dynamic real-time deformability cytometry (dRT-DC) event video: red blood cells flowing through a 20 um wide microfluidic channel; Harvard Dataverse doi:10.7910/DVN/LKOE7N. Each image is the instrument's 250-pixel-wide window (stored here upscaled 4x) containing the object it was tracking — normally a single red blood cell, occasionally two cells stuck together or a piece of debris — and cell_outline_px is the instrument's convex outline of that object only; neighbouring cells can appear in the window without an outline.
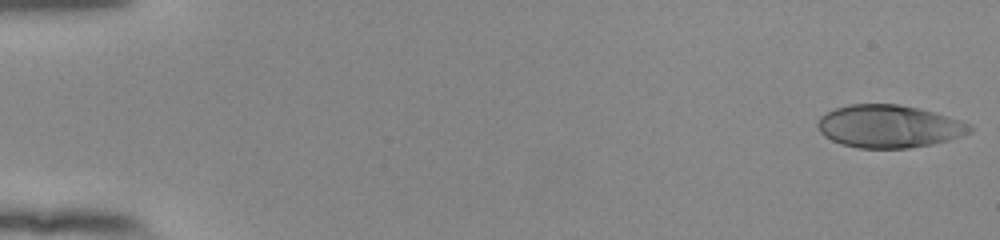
{"species": "human", "species_latin": "Homo sapiens", "temperature_condition": "room temperature", "stored_images_in_passage": 18, "camera_frame_rate_fps": 3000, "um_per_image_px": 0.085, "donor": {"sex": "female"}, "frame": {"image": 1, "passage_image": 1, "time_ms": 0.0, "image_size_px": [1000, 240], "cell_outline_px": [[972, 132], [948, 140], [932, 144], [908, 148], [860, 148], [840, 144], [824, 136], [820, 132], [816, 124], [820, 116], [836, 108], [848, 104], [896, 104], [916, 108], [948, 116], [972, 124]], "centroid_in_image_um": [75.55, 10.74], "position_along_channel_um": 9.5, "area_um2": 37.8}}
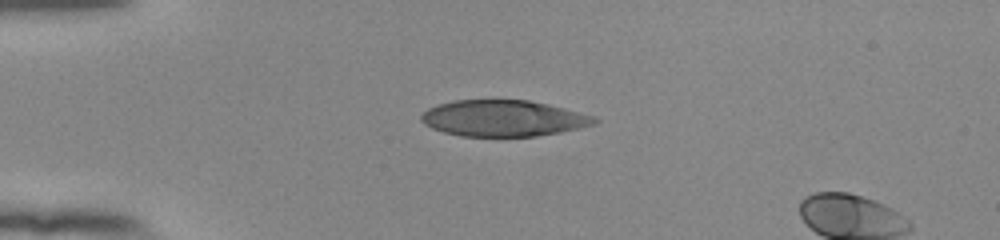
{"frame": {"image": 2, "passage_image": 14, "time_ms": 4.333, "image_size_px": [1000, 240], "cell_outline_px": [[600, 120], [596, 124], [580, 128], [560, 132], [536, 136], [460, 136], [444, 132], [432, 128], [424, 124], [420, 120], [420, 116], [428, 108], [436, 104], [452, 100], [528, 100], [548, 104], [596, 116]], "centroid_in_image_um": [42.79, 10.05], "position_along_channel_um": 42.2, "area_um2": 36.76}}